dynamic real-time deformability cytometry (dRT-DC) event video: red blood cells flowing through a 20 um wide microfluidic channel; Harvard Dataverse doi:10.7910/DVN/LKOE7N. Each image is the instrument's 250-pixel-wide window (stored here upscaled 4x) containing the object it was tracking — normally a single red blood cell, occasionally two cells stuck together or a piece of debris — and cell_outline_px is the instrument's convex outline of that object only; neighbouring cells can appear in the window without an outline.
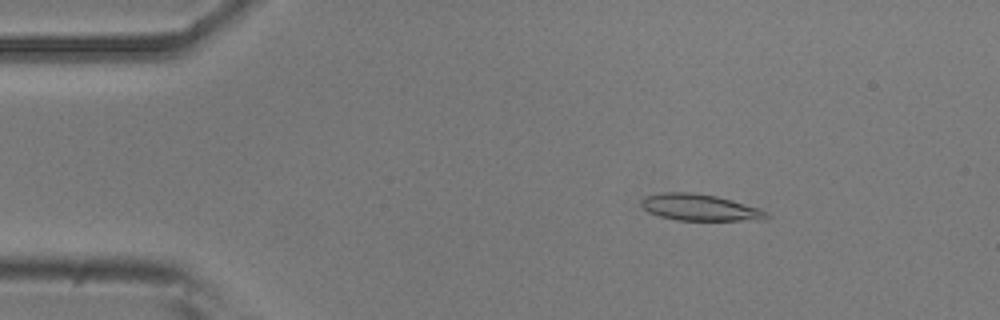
{"species": "common noctule bat (a hibernating species)", "species_latin": "Nyctalus noctula", "temperature_condition": "room temperature", "stored_images_in_passage": 47, "camera_frame_rate_fps": 3000, "um_per_image_px": 0.085, "animal": {"sex": "male", "body_mass_g": 20.5, "forearm_length_mm": 52.5}, "frame": {"image": 1, "passage_image": 8, "time_ms": 2.333, "image_size_px": [1000, 320], "cell_outline_px": [[772, 216], [760, 220], [676, 220], [660, 216], [648, 212], [640, 204], [640, 200], [644, 196], [664, 192], [692, 192], [716, 196], [732, 200], [760, 208], [768, 212]], "centroid_in_image_um": [59.49, 17.63], "position_along_channel_um": 25.5, "area_um2": 19.48}}
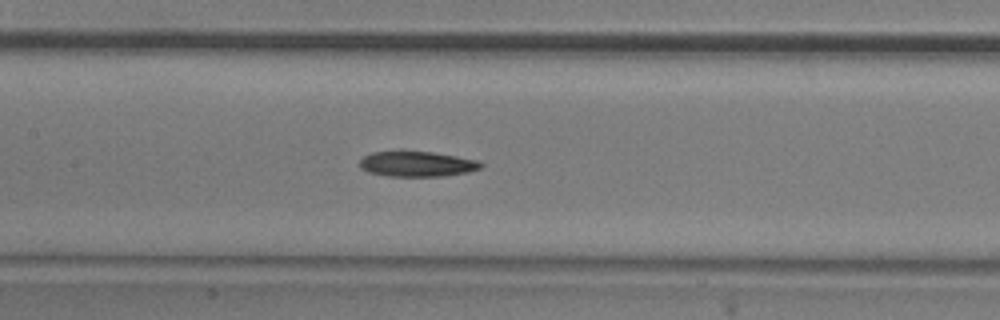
{"frame": {"image": 2, "passage_image": 24, "time_ms": 7.667, "image_size_px": [1000, 320], "cell_outline_px": [[484, 164], [480, 168], [468, 172], [444, 176], [388, 176], [368, 172], [360, 168], [360, 160], [364, 156], [372, 152], [400, 148], [432, 152], [480, 160]], "centroid_in_image_um": [35.41, 13.89], "position_along_channel_um": 172.0, "area_um2": 18.61}}
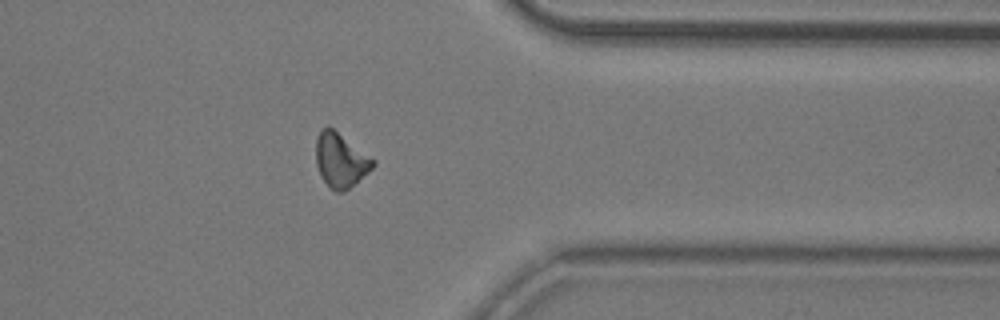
{"frame": {"image": 3, "passage_image": 41, "time_ms": 13.333, "image_size_px": [1000, 320], "cell_outline_px": [[376, 164], [368, 172], [344, 192], [336, 192], [320, 176], [316, 164], [316, 136], [320, 128], [328, 124], [376, 160]], "centroid_in_image_um": [28.93, 13.57], "position_along_channel_um": 382.5, "area_um2": 18.21}}